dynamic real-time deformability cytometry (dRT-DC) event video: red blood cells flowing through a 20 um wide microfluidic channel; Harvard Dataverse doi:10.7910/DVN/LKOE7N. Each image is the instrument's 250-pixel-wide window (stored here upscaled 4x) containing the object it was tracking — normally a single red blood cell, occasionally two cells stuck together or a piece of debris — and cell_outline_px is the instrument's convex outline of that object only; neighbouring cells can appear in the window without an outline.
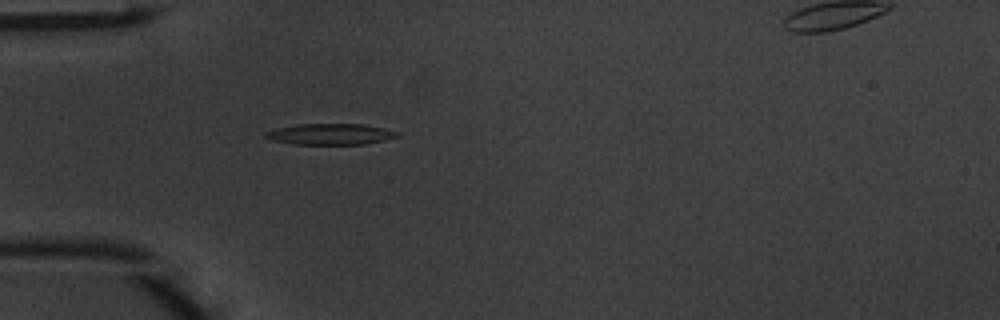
{"species": "common noctule bat (a hibernating species)", "species_latin": "Nyctalus noctula", "temperature_condition": "warm", "stored_images_in_passage": 35, "camera_frame_rate_fps": 3000, "um_per_image_px": 0.085, "animal": {"sex": "male", "body_mass_g": 20.1, "forearm_length_mm": 53.5}, "frame": {"image": 1, "passage_image": 1, "time_ms": 0.0, "image_size_px": [1000, 320], "cell_outline_px": [[400, 136], [384, 140], [364, 144], [292, 144], [272, 140], [264, 136], [264, 132], [276, 128], [296, 124], [360, 124], [384, 128], [396, 132]], "centroid_in_image_um": [28.03, 11.4], "position_along_channel_um": 57.0, "area_um2": 16.07}}
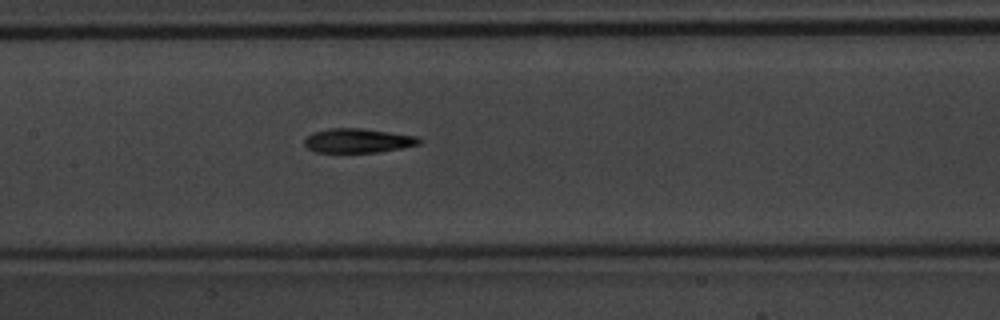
{"frame": {"image": 2, "passage_image": 10, "time_ms": 3.0, "image_size_px": [1000, 320], "cell_outline_px": [[420, 144], [400, 148], [376, 152], [316, 152], [308, 148], [304, 144], [304, 140], [312, 132], [328, 128], [360, 128], [416, 136], [420, 140]], "centroid_in_image_um": [30.37, 11.95], "position_along_channel_um": 177.0, "area_um2": 16.01}}
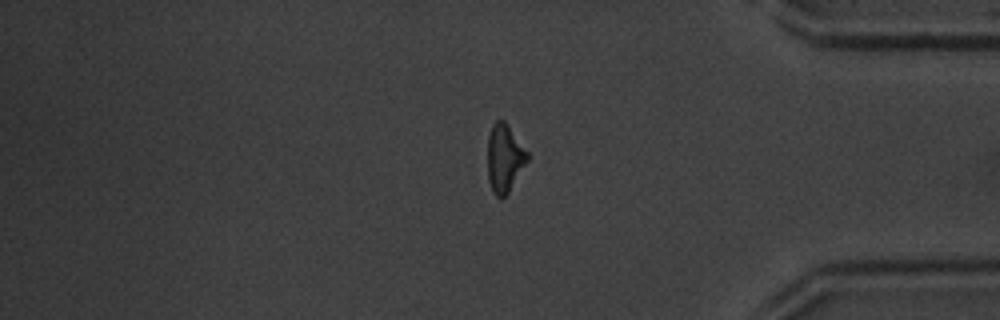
{"frame": {"image": 3, "passage_image": 27, "time_ms": 8.667, "image_size_px": [1000, 320], "cell_outline_px": [[528, 160], [508, 192], [500, 200], [492, 192], [488, 180], [488, 136], [492, 124], [496, 120], [504, 120], [528, 152]], "centroid_in_image_um": [42.86, 13.45], "position_along_channel_um": 392.3, "area_um2": 15.66}}